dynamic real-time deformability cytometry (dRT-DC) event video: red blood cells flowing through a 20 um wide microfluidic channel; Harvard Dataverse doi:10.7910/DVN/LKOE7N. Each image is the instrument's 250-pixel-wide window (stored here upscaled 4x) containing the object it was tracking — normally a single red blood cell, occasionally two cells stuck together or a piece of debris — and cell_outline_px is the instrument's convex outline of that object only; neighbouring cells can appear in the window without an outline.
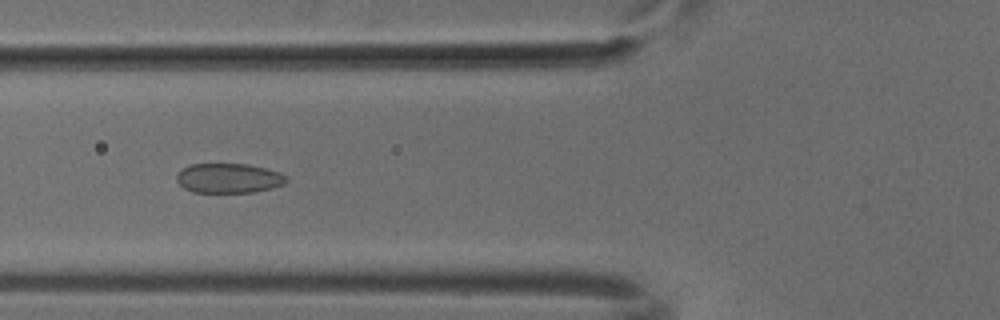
{"species": "common noctule bat (a hibernating species)", "species_latin": "Nyctalus noctula", "temperature_condition": "cold", "stored_images_in_passage": 49, "camera_frame_rate_fps": 3000, "um_per_image_px": 0.085, "animal": {"sex": "male", "body_mass_g": 18.8}, "frame": {"image": 1, "passage_image": 18, "time_ms": 5.667, "image_size_px": [1000, 320], "cell_outline_px": [[288, 180], [284, 184], [272, 188], [252, 192], [192, 192], [184, 188], [176, 180], [176, 176], [184, 168], [192, 164], [248, 164], [280, 172]], "centroid_in_image_um": [19.44, 15.15], "position_along_channel_um": 106.4, "area_um2": 18.79}}
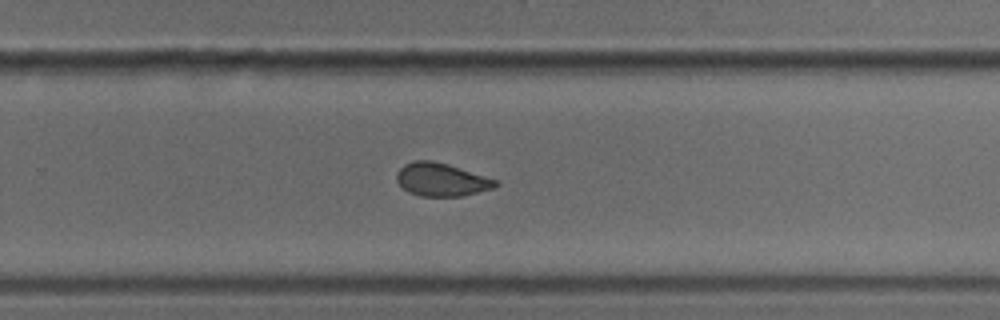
{"frame": {"image": 2, "passage_image": 32, "time_ms": 10.333, "image_size_px": [1000, 320], "cell_outline_px": [[500, 184], [492, 188], [460, 196], [420, 196], [408, 192], [396, 180], [396, 172], [404, 164], [412, 160], [432, 160], [448, 164], [496, 180]], "centroid_in_image_um": [37.46, 15.25], "position_along_channel_um": 292.3, "area_um2": 18.9}}
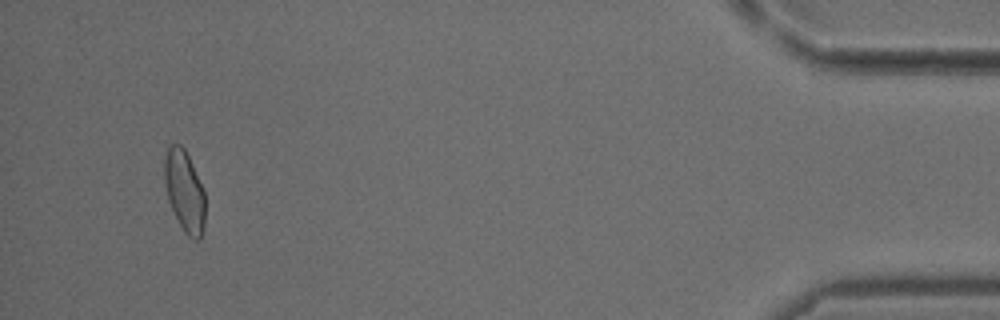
{"frame": {"image": 3, "passage_image": 47, "time_ms": 15.333, "image_size_px": [1000, 320], "cell_outline_px": [[204, 228], [200, 240], [192, 240], [184, 232], [168, 200], [164, 180], [164, 160], [168, 144], [180, 144], [184, 148], [188, 156], [204, 192]], "centroid_in_image_um": [15.67, 16.25], "position_along_channel_um": 419.5, "area_um2": 19.13}}